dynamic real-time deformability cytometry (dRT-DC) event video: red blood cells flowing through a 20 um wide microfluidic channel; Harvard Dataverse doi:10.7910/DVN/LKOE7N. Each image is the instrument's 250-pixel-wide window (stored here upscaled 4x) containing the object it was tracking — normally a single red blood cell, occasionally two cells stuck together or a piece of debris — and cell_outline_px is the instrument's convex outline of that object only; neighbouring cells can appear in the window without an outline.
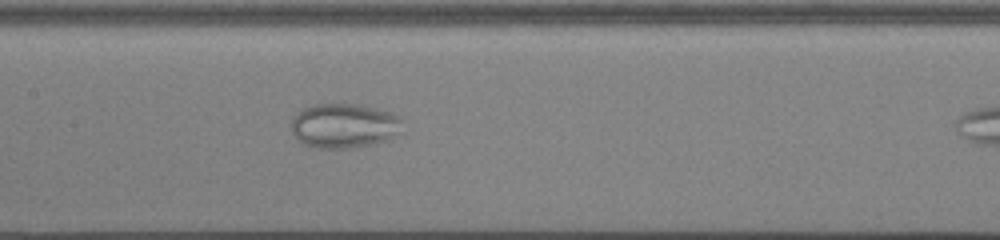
{"species": "common noctule bat (a hibernating species)", "species_latin": "Nyctalus noctula", "temperature_condition": "cold", "stored_images_in_passage": 33, "camera_frame_rate_fps": 3000, "um_per_image_px": 0.085, "animal": {"sex": "male", "body_mass_g": 13.0, "forearm_length_mm": 53.1}, "frame": {"image": 1, "passage_image": 15, "time_ms": 4.667, "image_size_px": [1000, 240], "cell_outline_px": [[404, 132], [388, 140], [372, 144], [348, 148], [316, 148], [304, 144], [292, 132], [292, 120], [296, 112], [312, 104], [356, 104], [376, 108], [392, 112], [400, 116], [404, 120]], "centroid_in_image_um": [29.33, 10.68], "position_along_channel_um": 178.1, "area_um2": 29.36}}
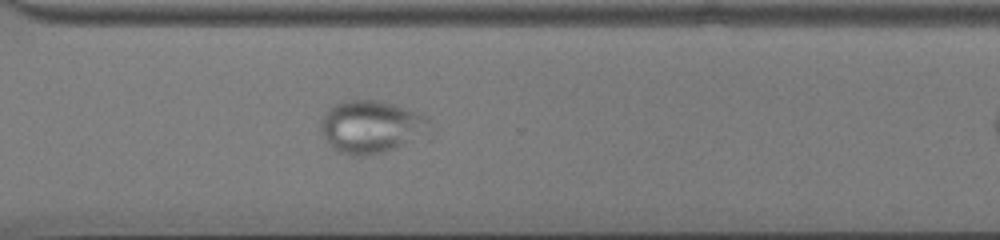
{"frame": {"image": 2, "passage_image": 28, "time_ms": 9.0, "image_size_px": [1000, 240], "cell_outline_px": [[432, 124], [396, 148], [384, 152], [360, 156], [340, 152], [332, 148], [328, 144], [320, 132], [320, 120], [332, 104], [348, 100], [376, 100], [428, 116]], "centroid_in_image_um": [31.42, 10.76], "position_along_channel_um": 339.2, "area_um2": 32.43}}